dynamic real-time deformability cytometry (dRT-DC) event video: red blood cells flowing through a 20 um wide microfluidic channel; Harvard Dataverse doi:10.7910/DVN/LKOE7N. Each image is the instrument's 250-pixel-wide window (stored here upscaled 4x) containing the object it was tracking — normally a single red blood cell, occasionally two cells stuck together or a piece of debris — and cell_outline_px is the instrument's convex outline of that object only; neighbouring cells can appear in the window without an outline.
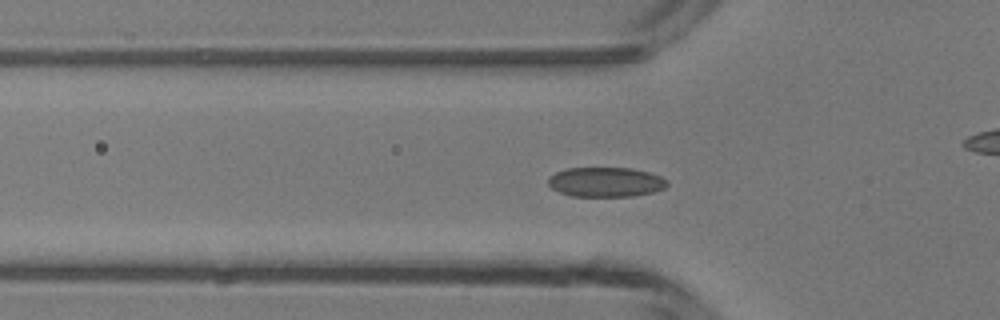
{"species": "common noctule bat (a hibernating species)", "species_latin": "Nyctalus noctula", "temperature_condition": "room temperature", "stored_images_in_passage": 46, "camera_frame_rate_fps": 3000, "um_per_image_px": 0.085, "animal": {"sex": "male", "body_mass_g": 13.3}, "frame": {"image": 1, "passage_image": 13, "time_ms": 4.0, "image_size_px": [1000, 320], "cell_outline_px": [[668, 184], [664, 188], [652, 192], [632, 196], [572, 196], [560, 192], [552, 188], [548, 184], [548, 176], [556, 172], [568, 168], [632, 168], [648, 172], [660, 176], [668, 180]], "centroid_in_image_um": [51.48, 15.47], "position_along_channel_um": 74.3, "area_um2": 20.52}}
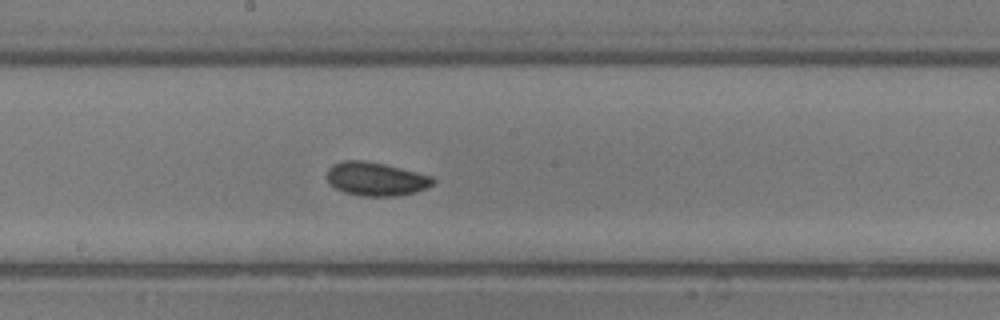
{"frame": {"image": 2, "passage_image": 23, "time_ms": 7.333, "image_size_px": [1000, 320], "cell_outline_px": [[436, 180], [428, 188], [416, 192], [396, 196], [360, 196], [344, 192], [328, 184], [328, 168], [332, 164], [344, 160], [364, 160], [384, 164], [432, 176]], "centroid_in_image_um": [31.95, 15.21], "position_along_channel_um": 216.3, "area_um2": 20.81}}
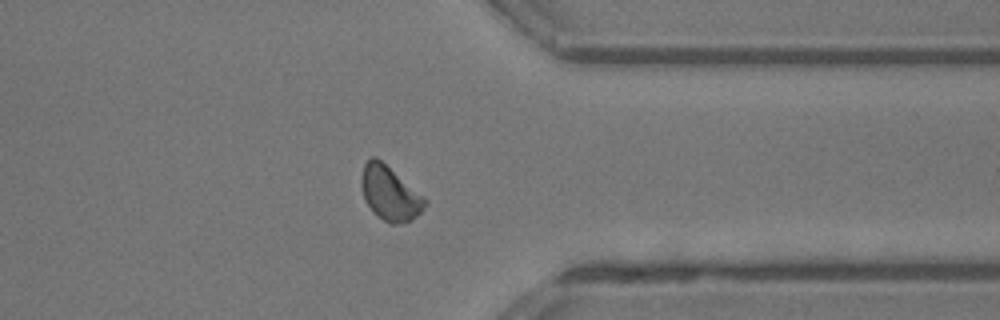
{"frame": {"image": 3, "passage_image": 35, "time_ms": 11.333, "image_size_px": [1000, 320], "cell_outline_px": [[428, 204], [412, 220], [400, 224], [392, 224], [376, 216], [372, 212], [364, 200], [360, 184], [360, 180], [364, 164], [372, 156], [376, 156], [424, 196], [428, 200]], "centroid_in_image_um": [33.13, 16.44], "position_along_channel_um": 378.3, "area_um2": 20.29}, "authors_computed_cell_mechanics": {"area_um2": 20.1433, "velocity_mm_per_s": 4.2362, "shape_relaxation_time_tau1_ms": 1.9484, "shape_relaxation_time_tau2_ms": 2.7182, "deformation_change_tau1": 0.0705, "deformation_change_tau2": 0.0663}}